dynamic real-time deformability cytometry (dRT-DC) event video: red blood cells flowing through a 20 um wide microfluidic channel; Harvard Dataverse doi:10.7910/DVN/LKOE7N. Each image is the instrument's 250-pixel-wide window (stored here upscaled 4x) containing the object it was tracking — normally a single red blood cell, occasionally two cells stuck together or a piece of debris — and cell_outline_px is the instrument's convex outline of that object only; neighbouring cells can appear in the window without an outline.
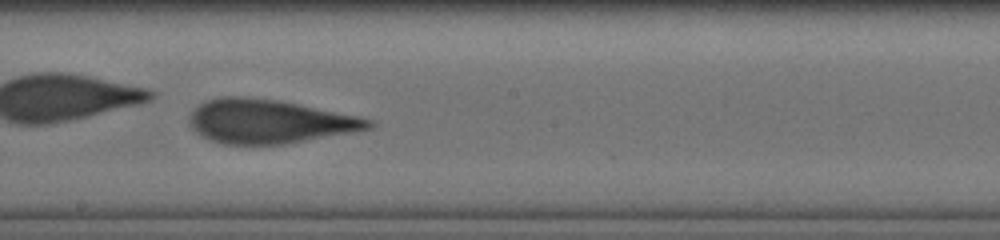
{"species": "human", "species_latin": "Homo sapiens", "temperature_condition": "cold", "stored_images_in_passage": 40, "camera_frame_rate_fps": 3000, "um_per_image_px": 0.085, "donor": {"sex": "male"}, "frame": {"image": 1, "passage_image": 23, "time_ms": 7.333, "image_size_px": [1000, 240], "cell_outline_px": [[376, 124], [372, 128], [352, 132], [284, 144], [224, 144], [208, 140], [200, 136], [188, 124], [188, 116], [200, 104], [208, 100], [224, 96], [240, 96], [280, 100], [356, 116], [372, 120]], "centroid_in_image_um": [22.83, 10.32], "position_along_channel_um": 225.4, "area_um2": 45.66}}